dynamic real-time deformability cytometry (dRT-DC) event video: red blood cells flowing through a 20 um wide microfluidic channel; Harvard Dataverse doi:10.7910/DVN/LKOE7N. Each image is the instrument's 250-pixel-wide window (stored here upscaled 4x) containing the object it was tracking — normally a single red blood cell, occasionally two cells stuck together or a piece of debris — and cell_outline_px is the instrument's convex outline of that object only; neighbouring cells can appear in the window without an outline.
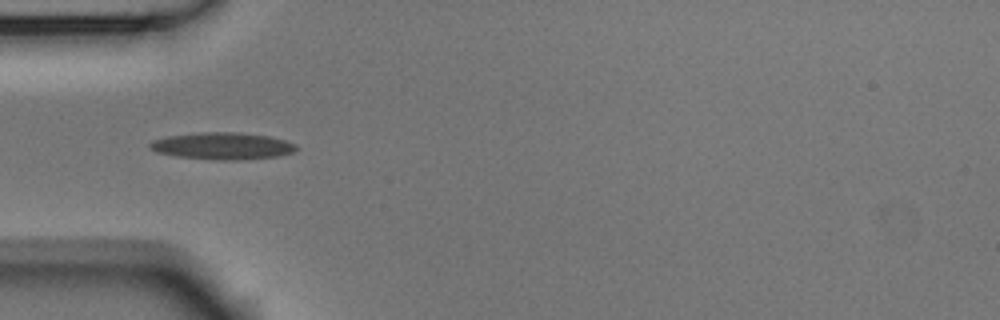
{"species": "Egyptian fruit bat (a non-hibernating species)", "species_latin": "Rousettus aegyptiacus", "temperature_condition": "room temperature", "stored_images_in_passage": 38, "camera_frame_rate_fps": 3000, "um_per_image_px": 0.085, "animal": {"sex": "male"}, "frame": {"image": 1, "passage_image": 1, "time_ms": 0.0, "image_size_px": [1000, 320], "cell_outline_px": [[296, 152], [280, 156], [240, 160], [216, 160], [176, 156], [156, 152], [148, 148], [148, 144], [152, 140], [168, 136], [204, 132], [236, 132], [268, 136], [284, 140], [296, 144]], "centroid_in_image_um": [18.9, 12.41], "position_along_channel_um": 66.1, "area_um2": 23.12}}
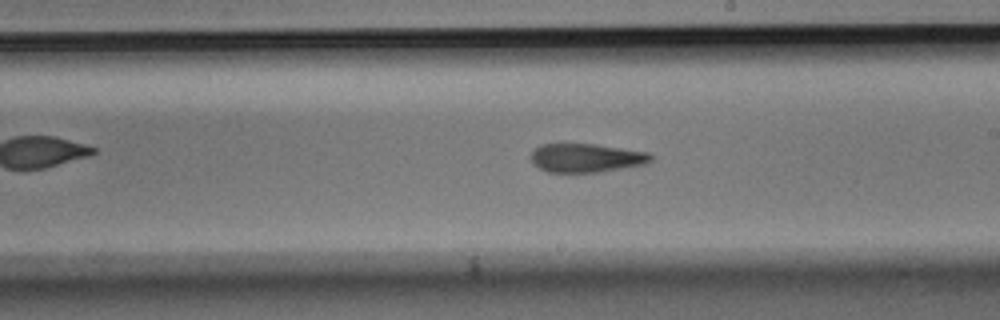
{"frame": {"image": 2, "passage_image": 15, "time_ms": 4.667, "image_size_px": [1000, 320], "cell_outline_px": [[652, 160], [648, 164], [600, 172], [548, 172], [532, 164], [528, 156], [540, 144], [596, 144], [648, 152], [652, 156]], "centroid_in_image_um": [49.82, 13.42], "position_along_channel_um": 239.2, "area_um2": 20.29}}
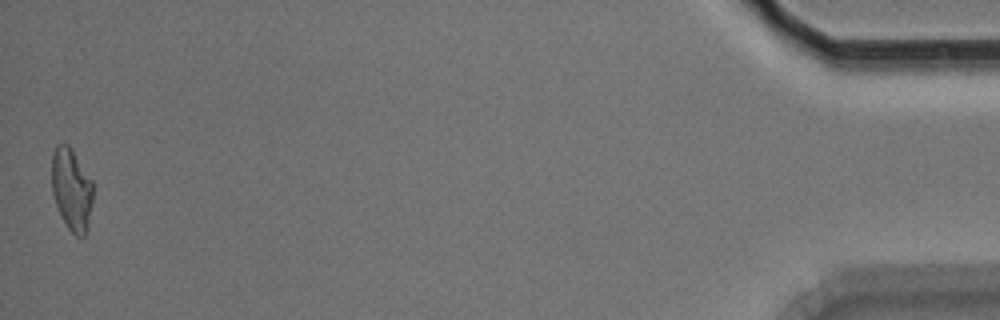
{"frame": {"image": 3, "passage_image": 38, "time_ms": 12.333, "image_size_px": [1000, 320], "cell_outline_px": [[92, 200], [88, 228], [84, 236], [76, 236], [68, 228], [56, 204], [52, 192], [52, 152], [56, 144], [68, 144], [72, 148], [92, 180]], "centroid_in_image_um": [6.08, 16.06], "position_along_channel_um": 429.1, "area_um2": 19.71}, "authors_computed_cell_mechanics": {"area_um2": 20.5479, "velocity_mm_per_s": 3.7031, "shape_relaxation_time_tau1_ms": 9.4708, "shape_relaxation_time_tau2_ms": 1.5615, "deformation_change_tau1": 0.241, "deformation_change_tau2": 0.0987}}